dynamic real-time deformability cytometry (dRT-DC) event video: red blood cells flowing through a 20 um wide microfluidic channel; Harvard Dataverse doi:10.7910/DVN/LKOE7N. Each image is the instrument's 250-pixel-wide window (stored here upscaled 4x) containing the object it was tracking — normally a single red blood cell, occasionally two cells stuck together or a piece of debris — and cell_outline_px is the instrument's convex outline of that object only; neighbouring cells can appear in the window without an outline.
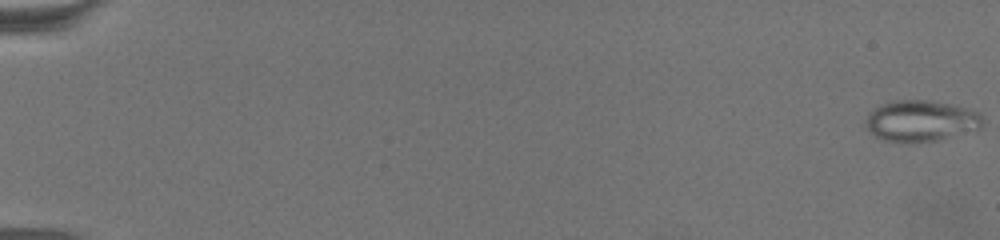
{"species": "common noctule bat (a hibernating species)", "species_latin": "Nyctalus noctula", "temperature_condition": "warm", "stored_images_in_passage": 70, "camera_frame_rate_fps": 3000, "um_per_image_px": 0.085, "animal": {"sex": "female", "body_mass_g": 19.5, "forearm_length_mm": 54.1}, "frame": {"image": 1, "passage_image": 1, "time_ms": 0.0, "image_size_px": [1000, 240], "cell_outline_px": [[984, 124], [980, 128], [940, 140], [904, 144], [884, 140], [876, 136], [868, 128], [864, 120], [868, 112], [884, 104], [896, 100], [928, 100], [968, 108], [980, 112], [984, 116]], "centroid_in_image_um": [78.31, 10.29], "position_along_channel_um": 6.7, "area_um2": 28.32}}
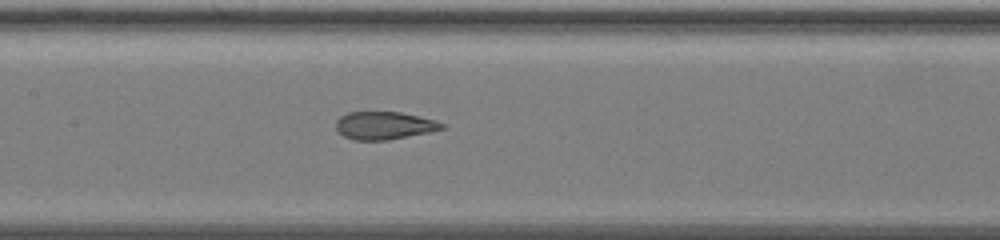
{"frame": {"image": 2, "passage_image": 37, "time_ms": 12.0, "image_size_px": [1000, 240], "cell_outline_px": [[444, 128], [428, 132], [388, 140], [352, 140], [344, 136], [336, 128], [336, 120], [340, 116], [348, 112], [400, 112], [420, 116], [436, 120], [444, 124]], "centroid_in_image_um": [32.64, 10.66], "position_along_channel_um": 174.8, "area_um2": 17.11}}
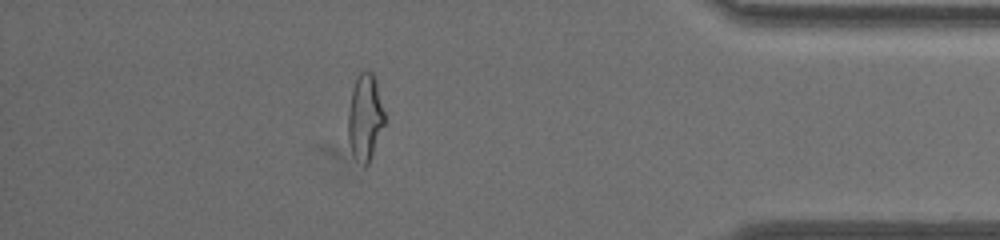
{"frame": {"image": 3, "passage_image": 62, "time_ms": 20.333, "image_size_px": [1000, 240], "cell_outline_px": [[384, 124], [372, 156], [368, 164], [364, 164], [356, 160], [352, 152], [348, 140], [348, 112], [352, 88], [356, 76], [360, 72], [372, 72], [376, 80], [384, 112]], "centroid_in_image_um": [31.01, 9.95], "position_along_channel_um": 404.2, "area_um2": 18.21}, "authors_computed_cell_mechanics": {"area_um2": 19.5075, "velocity_mm_per_s": 3.1279, "shape_relaxation_time_tau1_ms": null, "shape_relaxation_time_tau2_ms": 1.3382, "deformation_change_tau1": null, "deformation_change_tau2": 0.088}}